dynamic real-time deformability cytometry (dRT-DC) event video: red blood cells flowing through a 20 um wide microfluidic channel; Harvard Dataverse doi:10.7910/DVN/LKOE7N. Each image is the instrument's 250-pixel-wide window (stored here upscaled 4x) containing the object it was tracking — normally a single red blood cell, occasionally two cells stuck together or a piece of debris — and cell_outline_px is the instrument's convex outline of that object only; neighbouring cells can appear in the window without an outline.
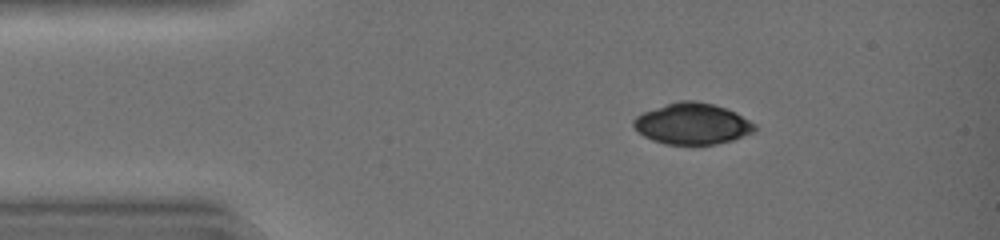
{"species": "common noctule bat (a hibernating species)", "species_latin": "Nyctalus noctula", "temperature_condition": "warm", "stored_images_in_passage": 37, "camera_frame_rate_fps": 3000, "um_per_image_px": 0.085, "animal": {"sex": "female", "body_mass_g": 19.0, "forearm_length_mm": 51.5}, "frame": {"image": 1, "passage_image": 1, "time_ms": 0.0, "image_size_px": [1000, 240], "cell_outline_px": [[756, 128], [752, 132], [732, 140], [712, 144], [664, 144], [652, 140], [644, 136], [632, 124], [632, 120], [636, 116], [644, 112], [680, 100], [696, 100], [712, 104], [736, 112], [756, 124]], "centroid_in_image_um": [58.84, 10.51], "position_along_channel_um": 26.2, "area_um2": 28.73}}
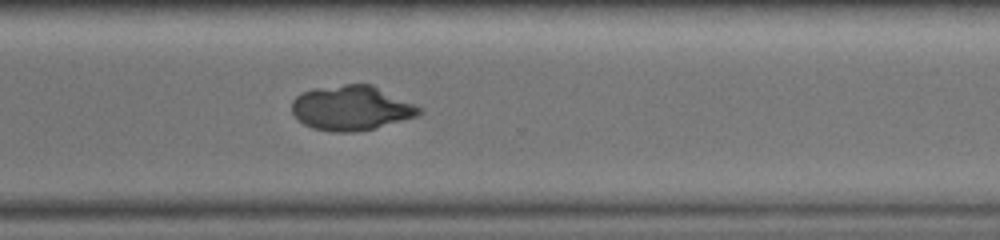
{"frame": {"image": 2, "passage_image": 26, "time_ms": 8.333, "image_size_px": [1000, 240], "cell_outline_px": [[424, 112], [416, 116], [376, 128], [352, 132], [332, 132], [312, 128], [296, 120], [292, 112], [292, 100], [300, 92], [312, 88], [344, 84], [372, 84], [416, 104], [424, 108]], "centroid_in_image_um": [29.86, 9.17], "position_along_channel_um": 340.7, "area_um2": 33.7}}
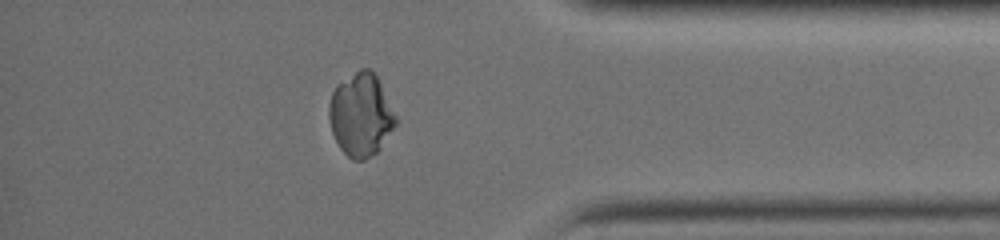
{"frame": {"image": 3, "passage_image": 31, "time_ms": 10.0, "image_size_px": [1000, 240], "cell_outline_px": [[396, 124], [380, 148], [376, 152], [364, 160], [352, 160], [340, 148], [332, 132], [328, 116], [328, 108], [332, 92], [336, 84], [360, 68], [368, 68], [376, 76], [396, 116]], "centroid_in_image_um": [30.64, 9.75], "position_along_channel_um": 404.6, "area_um2": 31.91}}